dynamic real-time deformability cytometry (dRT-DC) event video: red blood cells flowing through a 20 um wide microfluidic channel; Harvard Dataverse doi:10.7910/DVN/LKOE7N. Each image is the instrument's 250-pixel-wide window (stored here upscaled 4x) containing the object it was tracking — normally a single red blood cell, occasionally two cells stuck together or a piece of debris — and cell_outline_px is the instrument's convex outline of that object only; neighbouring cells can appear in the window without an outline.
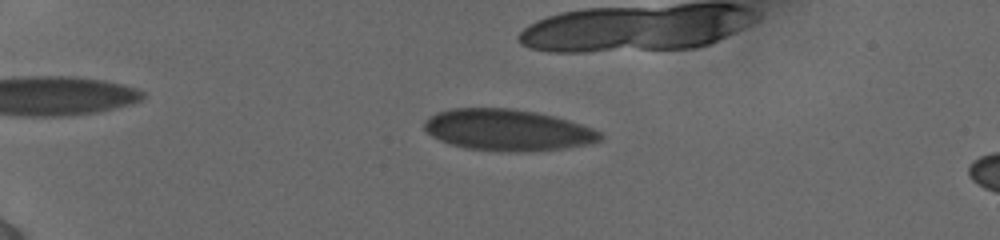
{"species": "human", "species_latin": "Homo sapiens", "temperature_condition": "cold", "stored_images_in_passage": 71, "camera_frame_rate_fps": 3000, "um_per_image_px": 0.085, "donor": {"sex": "female"}, "frame": {"image": 1, "passage_image": 22, "time_ms": 4.667, "image_size_px": [1000, 240], "cell_outline_px": [[604, 136], [600, 140], [592, 144], [564, 148], [528, 152], [508, 152], [468, 148], [448, 144], [432, 136], [424, 128], [424, 120], [428, 116], [436, 112], [452, 108], [512, 108], [536, 112], [568, 120], [592, 128], [600, 132]], "centroid_in_image_um": [43.14, 11.05], "position_along_channel_um": 41.9, "area_um2": 42.66}}
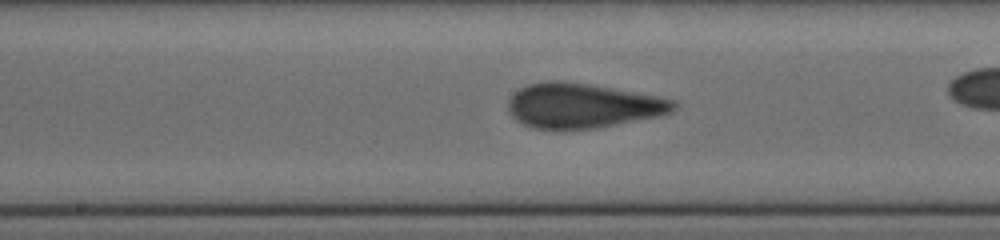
{"frame": {"image": 2, "passage_image": 48, "time_ms": 10.333, "image_size_px": [1000, 240], "cell_outline_px": [[676, 108], [672, 112], [660, 116], [596, 128], [564, 132], [556, 132], [532, 128], [516, 120], [508, 112], [508, 100], [520, 88], [528, 84], [548, 80], [556, 80], [584, 84], [632, 92], [676, 100]], "centroid_in_image_um": [49.46, 9.03], "position_along_channel_um": 198.7, "area_um2": 43.52}}
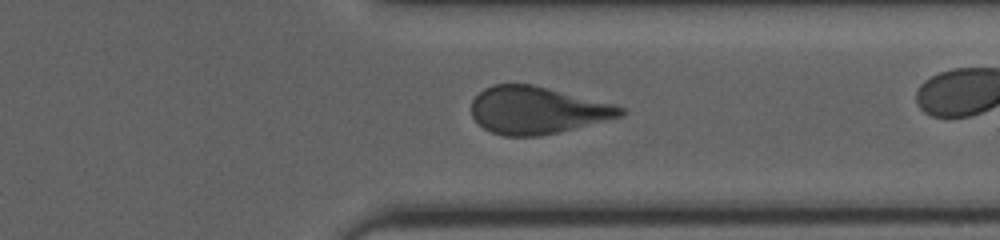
{"frame": {"image": 3, "passage_image": 68, "time_ms": 14.667, "image_size_px": [1000, 240], "cell_outline_px": [[628, 112], [624, 116], [560, 132], [540, 136], [504, 136], [492, 132], [484, 128], [472, 116], [472, 100], [484, 88], [492, 84], [532, 84], [612, 104], [624, 108]], "centroid_in_image_um": [45.67, 9.38], "position_along_channel_um": 365.7, "area_um2": 40.98}}